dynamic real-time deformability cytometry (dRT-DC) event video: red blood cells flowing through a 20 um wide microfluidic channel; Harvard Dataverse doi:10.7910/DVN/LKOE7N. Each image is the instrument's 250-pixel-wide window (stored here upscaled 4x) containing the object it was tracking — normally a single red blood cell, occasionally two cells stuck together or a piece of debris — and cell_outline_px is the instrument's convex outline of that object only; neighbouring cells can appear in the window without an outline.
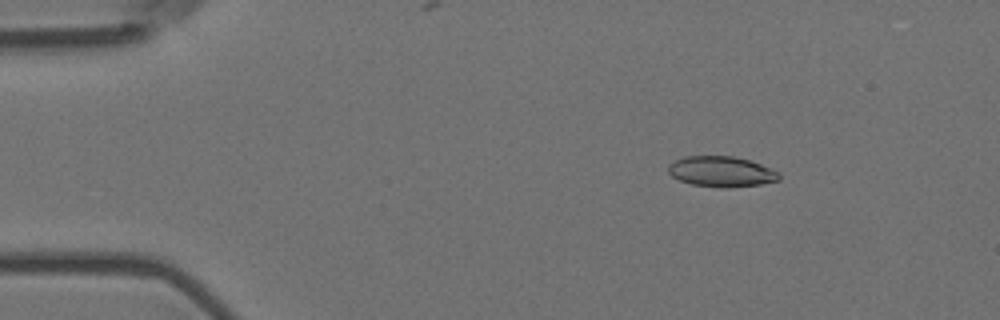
{"species": "Egyptian fruit bat (a non-hibernating species)", "species_latin": "Rousettus aegyptiacus", "temperature_condition": "room temperature", "stored_images_in_passage": 7, "camera_frame_rate_fps": 3000, "um_per_image_px": 0.085, "animal": {"sex": "female"}, "frame": {"image": 1, "passage_image": 3, "time_ms": 0.667, "image_size_px": [1000, 320], "cell_outline_px": [[780, 180], [760, 184], [728, 188], [724, 188], [692, 184], [680, 180], [672, 176], [668, 172], [668, 164], [684, 156], [732, 156], [748, 160], [760, 164], [780, 172]], "centroid_in_image_um": [61.32, 14.58], "position_along_channel_um": 23.7, "area_um2": 19.65}}
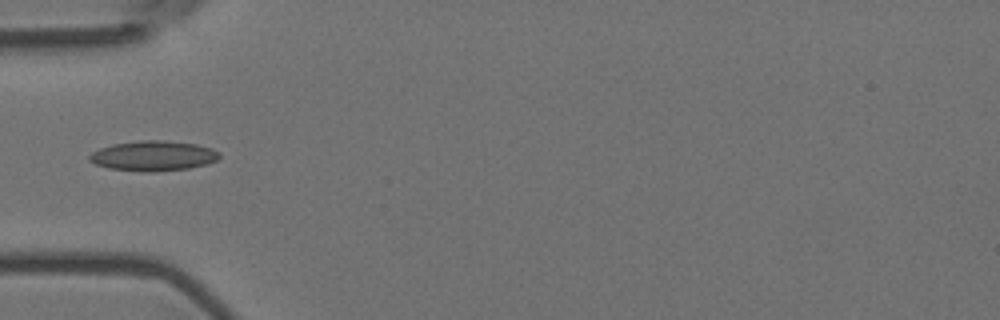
{"frame": {"image": 2, "passage_image": 6, "time_ms": 1.667, "image_size_px": [1000, 320], "cell_outline_px": [[220, 156], [216, 160], [208, 164], [188, 168], [156, 172], [140, 172], [108, 168], [96, 164], [88, 160], [88, 156], [92, 152], [100, 148], [112, 144], [140, 140], [164, 140], [196, 144], [212, 148], [220, 152]], "centroid_in_image_um": [13.03, 13.25], "position_along_channel_um": 72.0, "area_um2": 23.0}}